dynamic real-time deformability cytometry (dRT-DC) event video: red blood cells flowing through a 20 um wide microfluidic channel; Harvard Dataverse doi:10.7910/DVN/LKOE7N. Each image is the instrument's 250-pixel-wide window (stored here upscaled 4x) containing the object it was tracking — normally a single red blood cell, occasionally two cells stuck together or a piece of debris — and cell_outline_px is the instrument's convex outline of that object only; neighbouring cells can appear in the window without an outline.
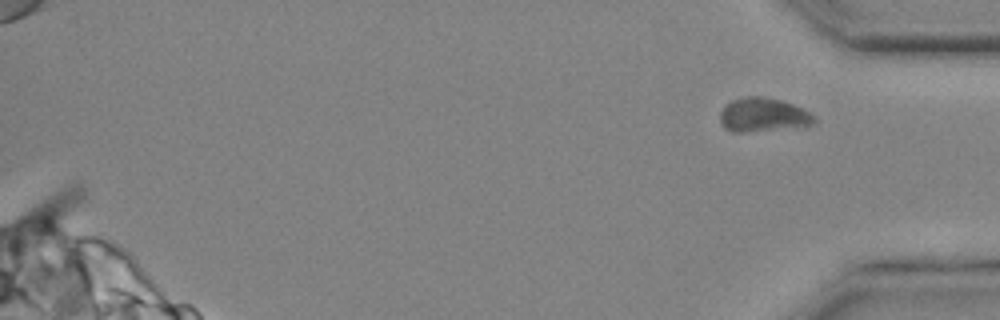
{"species": "common noctule bat (a hibernating species)", "species_latin": "Nyctalus noctula", "temperature_condition": "cold", "stored_images_in_passage": 27, "camera_frame_rate_fps": 3000, "um_per_image_px": 0.085, "animal": {"sex": "male", "body_mass_g": 20.4}, "frame": {"image": 1, "passage_image": 27, "time_ms": 8.667, "image_size_px": [1000, 320], "cell_outline_px": [[816, 124], [744, 132], [732, 132], [724, 128], [720, 124], [720, 112], [724, 104], [732, 100], [748, 96], [760, 96], [780, 100], [792, 104], [808, 112], [816, 120]], "centroid_in_image_um": [64.78, 9.76], "position_along_channel_um": 370.4, "area_um2": 18.32}}